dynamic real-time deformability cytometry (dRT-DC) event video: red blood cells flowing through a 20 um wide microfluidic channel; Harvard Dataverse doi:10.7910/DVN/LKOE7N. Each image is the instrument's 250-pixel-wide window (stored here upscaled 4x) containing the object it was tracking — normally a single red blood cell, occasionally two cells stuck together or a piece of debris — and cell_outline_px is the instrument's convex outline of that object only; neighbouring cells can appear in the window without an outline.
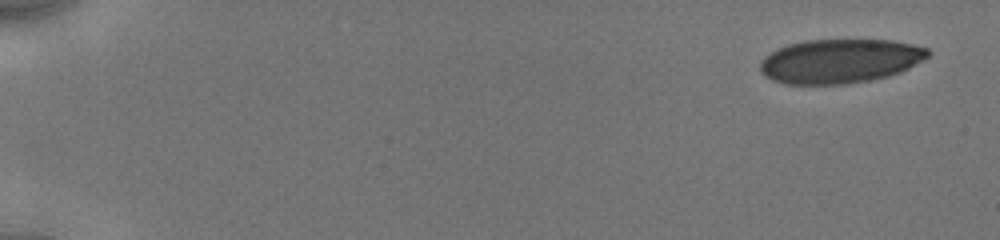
{"species": "human", "species_latin": "Homo sapiens", "temperature_condition": "cold", "stored_images_in_passage": 8, "camera_frame_rate_fps": 3000, "um_per_image_px": 0.085, "donor": {"sex": "male"}, "frame": {"image": 1, "passage_image": 1, "time_ms": 0.0, "image_size_px": [1000, 240], "cell_outline_px": [[932, 52], [928, 56], [908, 68], [900, 72], [888, 76], [872, 80], [844, 84], [784, 84], [772, 80], [764, 76], [760, 72], [760, 60], [764, 56], [788, 44], [804, 40], [892, 40], [912, 44], [928, 48]], "centroid_in_image_um": [71.37, 5.19], "position_along_channel_um": 13.6, "area_um2": 43.29}}
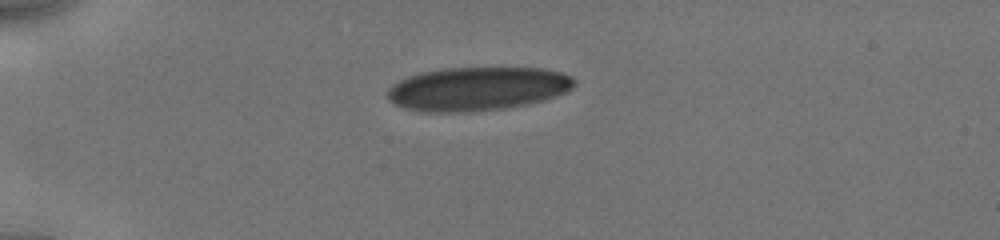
{"frame": {"image": 2, "passage_image": 5, "time_ms": 4.0, "image_size_px": [1000, 240], "cell_outline_px": [[576, 84], [568, 92], [544, 100], [528, 104], [504, 108], [476, 112], [424, 112], [404, 108], [388, 100], [388, 88], [392, 84], [408, 76], [420, 72], [444, 68], [540, 68], [560, 72], [572, 76], [576, 80]], "centroid_in_image_um": [40.6, 7.55], "position_along_channel_um": 44.4, "area_um2": 47.92}}
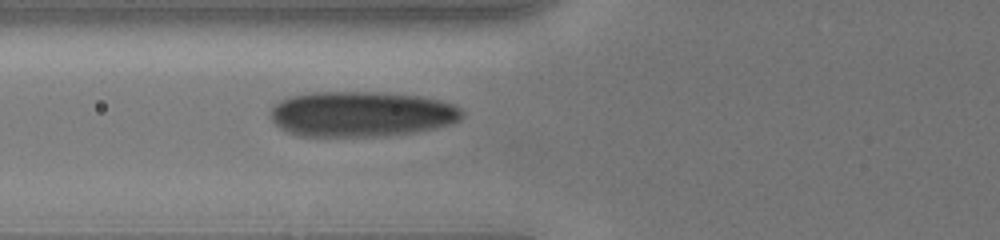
{"frame": {"image": 3, "passage_image": 8, "time_ms": 6.333, "image_size_px": [1000, 240], "cell_outline_px": [[464, 116], [460, 120], [452, 124], [436, 128], [412, 132], [384, 136], [300, 136], [288, 132], [280, 128], [272, 120], [268, 112], [272, 104], [280, 100], [292, 96], [312, 92], [376, 92], [420, 96], [440, 100], [452, 104], [460, 108], [464, 112]], "centroid_in_image_um": [30.7, 9.69], "position_along_channel_um": 95.1, "area_um2": 51.04}}